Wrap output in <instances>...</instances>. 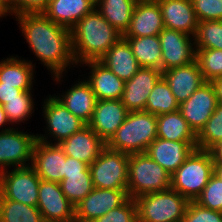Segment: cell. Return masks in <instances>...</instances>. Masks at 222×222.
Segmentation results:
<instances>
[{
	"instance_id": "15",
	"label": "cell",
	"mask_w": 222,
	"mask_h": 222,
	"mask_svg": "<svg viewBox=\"0 0 222 222\" xmlns=\"http://www.w3.org/2000/svg\"><path fill=\"white\" fill-rule=\"evenodd\" d=\"M31 166L42 180L60 183L64 179L65 154L59 144L36 140Z\"/></svg>"
},
{
	"instance_id": "18",
	"label": "cell",
	"mask_w": 222,
	"mask_h": 222,
	"mask_svg": "<svg viewBox=\"0 0 222 222\" xmlns=\"http://www.w3.org/2000/svg\"><path fill=\"white\" fill-rule=\"evenodd\" d=\"M197 148V141H170L156 138L145 153L171 175Z\"/></svg>"
},
{
	"instance_id": "48",
	"label": "cell",
	"mask_w": 222,
	"mask_h": 222,
	"mask_svg": "<svg viewBox=\"0 0 222 222\" xmlns=\"http://www.w3.org/2000/svg\"><path fill=\"white\" fill-rule=\"evenodd\" d=\"M10 14V4L7 2V0H0V18L6 17Z\"/></svg>"
},
{
	"instance_id": "20",
	"label": "cell",
	"mask_w": 222,
	"mask_h": 222,
	"mask_svg": "<svg viewBox=\"0 0 222 222\" xmlns=\"http://www.w3.org/2000/svg\"><path fill=\"white\" fill-rule=\"evenodd\" d=\"M164 28L195 36L198 19L191 0H158Z\"/></svg>"
},
{
	"instance_id": "3",
	"label": "cell",
	"mask_w": 222,
	"mask_h": 222,
	"mask_svg": "<svg viewBox=\"0 0 222 222\" xmlns=\"http://www.w3.org/2000/svg\"><path fill=\"white\" fill-rule=\"evenodd\" d=\"M156 138V115L145 111L128 112L124 122L106 146L128 155L145 153Z\"/></svg>"
},
{
	"instance_id": "32",
	"label": "cell",
	"mask_w": 222,
	"mask_h": 222,
	"mask_svg": "<svg viewBox=\"0 0 222 222\" xmlns=\"http://www.w3.org/2000/svg\"><path fill=\"white\" fill-rule=\"evenodd\" d=\"M0 222H45L37 207L4 199L0 195Z\"/></svg>"
},
{
	"instance_id": "24",
	"label": "cell",
	"mask_w": 222,
	"mask_h": 222,
	"mask_svg": "<svg viewBox=\"0 0 222 222\" xmlns=\"http://www.w3.org/2000/svg\"><path fill=\"white\" fill-rule=\"evenodd\" d=\"M83 64L79 66H88L90 69L89 77L86 80L97 100L121 99L125 81L118 78L100 61H88Z\"/></svg>"
},
{
	"instance_id": "7",
	"label": "cell",
	"mask_w": 222,
	"mask_h": 222,
	"mask_svg": "<svg viewBox=\"0 0 222 222\" xmlns=\"http://www.w3.org/2000/svg\"><path fill=\"white\" fill-rule=\"evenodd\" d=\"M129 155L107 146L89 165L94 188L124 189L128 186Z\"/></svg>"
},
{
	"instance_id": "1",
	"label": "cell",
	"mask_w": 222,
	"mask_h": 222,
	"mask_svg": "<svg viewBox=\"0 0 222 222\" xmlns=\"http://www.w3.org/2000/svg\"><path fill=\"white\" fill-rule=\"evenodd\" d=\"M15 19L35 57L60 84L66 70L77 66L72 54L70 29L54 23L43 13L23 14Z\"/></svg>"
},
{
	"instance_id": "12",
	"label": "cell",
	"mask_w": 222,
	"mask_h": 222,
	"mask_svg": "<svg viewBox=\"0 0 222 222\" xmlns=\"http://www.w3.org/2000/svg\"><path fill=\"white\" fill-rule=\"evenodd\" d=\"M218 105L214 85L203 83L187 100L179 104L182 117L198 135Z\"/></svg>"
},
{
	"instance_id": "22",
	"label": "cell",
	"mask_w": 222,
	"mask_h": 222,
	"mask_svg": "<svg viewBox=\"0 0 222 222\" xmlns=\"http://www.w3.org/2000/svg\"><path fill=\"white\" fill-rule=\"evenodd\" d=\"M75 82L70 89L62 93L63 95L55 94L54 97L87 125L92 118L97 98L86 79H78Z\"/></svg>"
},
{
	"instance_id": "10",
	"label": "cell",
	"mask_w": 222,
	"mask_h": 222,
	"mask_svg": "<svg viewBox=\"0 0 222 222\" xmlns=\"http://www.w3.org/2000/svg\"><path fill=\"white\" fill-rule=\"evenodd\" d=\"M36 140L37 135L14 127L0 132V172L11 166L13 168L31 166Z\"/></svg>"
},
{
	"instance_id": "39",
	"label": "cell",
	"mask_w": 222,
	"mask_h": 222,
	"mask_svg": "<svg viewBox=\"0 0 222 222\" xmlns=\"http://www.w3.org/2000/svg\"><path fill=\"white\" fill-rule=\"evenodd\" d=\"M92 222H138L135 200L129 197L122 205Z\"/></svg>"
},
{
	"instance_id": "41",
	"label": "cell",
	"mask_w": 222,
	"mask_h": 222,
	"mask_svg": "<svg viewBox=\"0 0 222 222\" xmlns=\"http://www.w3.org/2000/svg\"><path fill=\"white\" fill-rule=\"evenodd\" d=\"M199 22L222 20V0H191Z\"/></svg>"
},
{
	"instance_id": "46",
	"label": "cell",
	"mask_w": 222,
	"mask_h": 222,
	"mask_svg": "<svg viewBox=\"0 0 222 222\" xmlns=\"http://www.w3.org/2000/svg\"><path fill=\"white\" fill-rule=\"evenodd\" d=\"M6 124L9 125L10 122H9V120L7 118V115H6L5 111H4V109H3V106L0 104V128L4 127V128H2L0 130V132L7 131V130H10L11 128H13L11 126L9 128H8V126L5 128Z\"/></svg>"
},
{
	"instance_id": "28",
	"label": "cell",
	"mask_w": 222,
	"mask_h": 222,
	"mask_svg": "<svg viewBox=\"0 0 222 222\" xmlns=\"http://www.w3.org/2000/svg\"><path fill=\"white\" fill-rule=\"evenodd\" d=\"M135 0H96L95 8L122 35L128 29Z\"/></svg>"
},
{
	"instance_id": "38",
	"label": "cell",
	"mask_w": 222,
	"mask_h": 222,
	"mask_svg": "<svg viewBox=\"0 0 222 222\" xmlns=\"http://www.w3.org/2000/svg\"><path fill=\"white\" fill-rule=\"evenodd\" d=\"M195 202L204 208L222 212V180L213 174Z\"/></svg>"
},
{
	"instance_id": "5",
	"label": "cell",
	"mask_w": 222,
	"mask_h": 222,
	"mask_svg": "<svg viewBox=\"0 0 222 222\" xmlns=\"http://www.w3.org/2000/svg\"><path fill=\"white\" fill-rule=\"evenodd\" d=\"M171 188V174L146 153L130 154L128 160V197L135 199Z\"/></svg>"
},
{
	"instance_id": "47",
	"label": "cell",
	"mask_w": 222,
	"mask_h": 222,
	"mask_svg": "<svg viewBox=\"0 0 222 222\" xmlns=\"http://www.w3.org/2000/svg\"><path fill=\"white\" fill-rule=\"evenodd\" d=\"M211 152L214 157V163H222V142L216 145Z\"/></svg>"
},
{
	"instance_id": "16",
	"label": "cell",
	"mask_w": 222,
	"mask_h": 222,
	"mask_svg": "<svg viewBox=\"0 0 222 222\" xmlns=\"http://www.w3.org/2000/svg\"><path fill=\"white\" fill-rule=\"evenodd\" d=\"M161 77V70L140 67L130 80L125 81L120 100L128 112L145 111L148 96Z\"/></svg>"
},
{
	"instance_id": "27",
	"label": "cell",
	"mask_w": 222,
	"mask_h": 222,
	"mask_svg": "<svg viewBox=\"0 0 222 222\" xmlns=\"http://www.w3.org/2000/svg\"><path fill=\"white\" fill-rule=\"evenodd\" d=\"M35 67L32 61L10 56L0 61V82L23 91H32Z\"/></svg>"
},
{
	"instance_id": "31",
	"label": "cell",
	"mask_w": 222,
	"mask_h": 222,
	"mask_svg": "<svg viewBox=\"0 0 222 222\" xmlns=\"http://www.w3.org/2000/svg\"><path fill=\"white\" fill-rule=\"evenodd\" d=\"M179 110V103L171 92L170 86L162 76L148 96L145 112L156 116Z\"/></svg>"
},
{
	"instance_id": "2",
	"label": "cell",
	"mask_w": 222,
	"mask_h": 222,
	"mask_svg": "<svg viewBox=\"0 0 222 222\" xmlns=\"http://www.w3.org/2000/svg\"><path fill=\"white\" fill-rule=\"evenodd\" d=\"M71 46L75 63L99 61L122 37L95 8L71 29Z\"/></svg>"
},
{
	"instance_id": "40",
	"label": "cell",
	"mask_w": 222,
	"mask_h": 222,
	"mask_svg": "<svg viewBox=\"0 0 222 222\" xmlns=\"http://www.w3.org/2000/svg\"><path fill=\"white\" fill-rule=\"evenodd\" d=\"M182 222H222V212L200 206L189 201Z\"/></svg>"
},
{
	"instance_id": "49",
	"label": "cell",
	"mask_w": 222,
	"mask_h": 222,
	"mask_svg": "<svg viewBox=\"0 0 222 222\" xmlns=\"http://www.w3.org/2000/svg\"><path fill=\"white\" fill-rule=\"evenodd\" d=\"M214 174L222 180V163H214Z\"/></svg>"
},
{
	"instance_id": "25",
	"label": "cell",
	"mask_w": 222,
	"mask_h": 222,
	"mask_svg": "<svg viewBox=\"0 0 222 222\" xmlns=\"http://www.w3.org/2000/svg\"><path fill=\"white\" fill-rule=\"evenodd\" d=\"M96 0H49L43 14L56 24L71 29L95 9Z\"/></svg>"
},
{
	"instance_id": "50",
	"label": "cell",
	"mask_w": 222,
	"mask_h": 222,
	"mask_svg": "<svg viewBox=\"0 0 222 222\" xmlns=\"http://www.w3.org/2000/svg\"><path fill=\"white\" fill-rule=\"evenodd\" d=\"M136 2L158 1V0H135Z\"/></svg>"
},
{
	"instance_id": "29",
	"label": "cell",
	"mask_w": 222,
	"mask_h": 222,
	"mask_svg": "<svg viewBox=\"0 0 222 222\" xmlns=\"http://www.w3.org/2000/svg\"><path fill=\"white\" fill-rule=\"evenodd\" d=\"M157 138L170 141H197V135L179 110L156 116Z\"/></svg>"
},
{
	"instance_id": "14",
	"label": "cell",
	"mask_w": 222,
	"mask_h": 222,
	"mask_svg": "<svg viewBox=\"0 0 222 222\" xmlns=\"http://www.w3.org/2000/svg\"><path fill=\"white\" fill-rule=\"evenodd\" d=\"M128 198L124 189L94 188L75 206V222H92L119 207Z\"/></svg>"
},
{
	"instance_id": "4",
	"label": "cell",
	"mask_w": 222,
	"mask_h": 222,
	"mask_svg": "<svg viewBox=\"0 0 222 222\" xmlns=\"http://www.w3.org/2000/svg\"><path fill=\"white\" fill-rule=\"evenodd\" d=\"M213 174L212 152L196 148L171 175V188L188 201H195Z\"/></svg>"
},
{
	"instance_id": "36",
	"label": "cell",
	"mask_w": 222,
	"mask_h": 222,
	"mask_svg": "<svg viewBox=\"0 0 222 222\" xmlns=\"http://www.w3.org/2000/svg\"><path fill=\"white\" fill-rule=\"evenodd\" d=\"M205 82L222 77V50L196 49V58Z\"/></svg>"
},
{
	"instance_id": "9",
	"label": "cell",
	"mask_w": 222,
	"mask_h": 222,
	"mask_svg": "<svg viewBox=\"0 0 222 222\" xmlns=\"http://www.w3.org/2000/svg\"><path fill=\"white\" fill-rule=\"evenodd\" d=\"M5 169L0 172V195L7 200L37 207L41 178L32 166Z\"/></svg>"
},
{
	"instance_id": "19",
	"label": "cell",
	"mask_w": 222,
	"mask_h": 222,
	"mask_svg": "<svg viewBox=\"0 0 222 222\" xmlns=\"http://www.w3.org/2000/svg\"><path fill=\"white\" fill-rule=\"evenodd\" d=\"M66 156L91 165L106 147V143L86 125L69 138L59 143Z\"/></svg>"
},
{
	"instance_id": "37",
	"label": "cell",
	"mask_w": 222,
	"mask_h": 222,
	"mask_svg": "<svg viewBox=\"0 0 222 222\" xmlns=\"http://www.w3.org/2000/svg\"><path fill=\"white\" fill-rule=\"evenodd\" d=\"M34 99L32 91H23L20 94V99L8 100L3 105V109L11 125L20 124L27 121L34 113ZM28 118V119H27Z\"/></svg>"
},
{
	"instance_id": "21",
	"label": "cell",
	"mask_w": 222,
	"mask_h": 222,
	"mask_svg": "<svg viewBox=\"0 0 222 222\" xmlns=\"http://www.w3.org/2000/svg\"><path fill=\"white\" fill-rule=\"evenodd\" d=\"M163 29V18L158 2H137L130 25L122 37L154 36L159 35Z\"/></svg>"
},
{
	"instance_id": "6",
	"label": "cell",
	"mask_w": 222,
	"mask_h": 222,
	"mask_svg": "<svg viewBox=\"0 0 222 222\" xmlns=\"http://www.w3.org/2000/svg\"><path fill=\"white\" fill-rule=\"evenodd\" d=\"M138 222H182L189 201L172 188L136 197Z\"/></svg>"
},
{
	"instance_id": "34",
	"label": "cell",
	"mask_w": 222,
	"mask_h": 222,
	"mask_svg": "<svg viewBox=\"0 0 222 222\" xmlns=\"http://www.w3.org/2000/svg\"><path fill=\"white\" fill-rule=\"evenodd\" d=\"M194 42L196 49L222 50V20L198 22Z\"/></svg>"
},
{
	"instance_id": "35",
	"label": "cell",
	"mask_w": 222,
	"mask_h": 222,
	"mask_svg": "<svg viewBox=\"0 0 222 222\" xmlns=\"http://www.w3.org/2000/svg\"><path fill=\"white\" fill-rule=\"evenodd\" d=\"M220 142H222V105L218 104L197 135V149L211 151Z\"/></svg>"
},
{
	"instance_id": "26",
	"label": "cell",
	"mask_w": 222,
	"mask_h": 222,
	"mask_svg": "<svg viewBox=\"0 0 222 222\" xmlns=\"http://www.w3.org/2000/svg\"><path fill=\"white\" fill-rule=\"evenodd\" d=\"M99 61L123 81L130 80L140 68L130 44L123 37Z\"/></svg>"
},
{
	"instance_id": "42",
	"label": "cell",
	"mask_w": 222,
	"mask_h": 222,
	"mask_svg": "<svg viewBox=\"0 0 222 222\" xmlns=\"http://www.w3.org/2000/svg\"><path fill=\"white\" fill-rule=\"evenodd\" d=\"M48 3L49 0H13L10 3L11 15L16 17L23 14L43 13Z\"/></svg>"
},
{
	"instance_id": "8",
	"label": "cell",
	"mask_w": 222,
	"mask_h": 222,
	"mask_svg": "<svg viewBox=\"0 0 222 222\" xmlns=\"http://www.w3.org/2000/svg\"><path fill=\"white\" fill-rule=\"evenodd\" d=\"M41 107H43L42 115L46 122V134H36L37 140L39 141L46 143H53V141H55L54 144H59L86 126L83 121L77 118L60 101H58L54 95H49L44 99ZM51 137L53 138V141L51 140Z\"/></svg>"
},
{
	"instance_id": "11",
	"label": "cell",
	"mask_w": 222,
	"mask_h": 222,
	"mask_svg": "<svg viewBox=\"0 0 222 222\" xmlns=\"http://www.w3.org/2000/svg\"><path fill=\"white\" fill-rule=\"evenodd\" d=\"M161 71L187 66L195 61L194 37L177 30L164 28L159 34Z\"/></svg>"
},
{
	"instance_id": "33",
	"label": "cell",
	"mask_w": 222,
	"mask_h": 222,
	"mask_svg": "<svg viewBox=\"0 0 222 222\" xmlns=\"http://www.w3.org/2000/svg\"><path fill=\"white\" fill-rule=\"evenodd\" d=\"M59 184L64 195L74 207L94 189L91 172L64 175V179Z\"/></svg>"
},
{
	"instance_id": "44",
	"label": "cell",
	"mask_w": 222,
	"mask_h": 222,
	"mask_svg": "<svg viewBox=\"0 0 222 222\" xmlns=\"http://www.w3.org/2000/svg\"><path fill=\"white\" fill-rule=\"evenodd\" d=\"M23 90L9 85H3L0 82V104L3 106L8 100L20 99Z\"/></svg>"
},
{
	"instance_id": "17",
	"label": "cell",
	"mask_w": 222,
	"mask_h": 222,
	"mask_svg": "<svg viewBox=\"0 0 222 222\" xmlns=\"http://www.w3.org/2000/svg\"><path fill=\"white\" fill-rule=\"evenodd\" d=\"M127 113L128 110L120 99L97 100L87 125L107 143L122 125Z\"/></svg>"
},
{
	"instance_id": "23",
	"label": "cell",
	"mask_w": 222,
	"mask_h": 222,
	"mask_svg": "<svg viewBox=\"0 0 222 222\" xmlns=\"http://www.w3.org/2000/svg\"><path fill=\"white\" fill-rule=\"evenodd\" d=\"M162 76L170 86L176 101L181 104L187 100L203 83L201 70L196 61L163 71Z\"/></svg>"
},
{
	"instance_id": "13",
	"label": "cell",
	"mask_w": 222,
	"mask_h": 222,
	"mask_svg": "<svg viewBox=\"0 0 222 222\" xmlns=\"http://www.w3.org/2000/svg\"><path fill=\"white\" fill-rule=\"evenodd\" d=\"M37 208L45 222H75V207L57 182L40 180Z\"/></svg>"
},
{
	"instance_id": "30",
	"label": "cell",
	"mask_w": 222,
	"mask_h": 222,
	"mask_svg": "<svg viewBox=\"0 0 222 222\" xmlns=\"http://www.w3.org/2000/svg\"><path fill=\"white\" fill-rule=\"evenodd\" d=\"M123 38L130 44L140 67L161 70L162 55L159 35Z\"/></svg>"
},
{
	"instance_id": "45",
	"label": "cell",
	"mask_w": 222,
	"mask_h": 222,
	"mask_svg": "<svg viewBox=\"0 0 222 222\" xmlns=\"http://www.w3.org/2000/svg\"><path fill=\"white\" fill-rule=\"evenodd\" d=\"M211 83L214 85L217 102L222 105V77L214 79Z\"/></svg>"
},
{
	"instance_id": "43",
	"label": "cell",
	"mask_w": 222,
	"mask_h": 222,
	"mask_svg": "<svg viewBox=\"0 0 222 222\" xmlns=\"http://www.w3.org/2000/svg\"><path fill=\"white\" fill-rule=\"evenodd\" d=\"M81 172H90L89 165L73 157L65 155L64 175L81 174Z\"/></svg>"
}]
</instances>
